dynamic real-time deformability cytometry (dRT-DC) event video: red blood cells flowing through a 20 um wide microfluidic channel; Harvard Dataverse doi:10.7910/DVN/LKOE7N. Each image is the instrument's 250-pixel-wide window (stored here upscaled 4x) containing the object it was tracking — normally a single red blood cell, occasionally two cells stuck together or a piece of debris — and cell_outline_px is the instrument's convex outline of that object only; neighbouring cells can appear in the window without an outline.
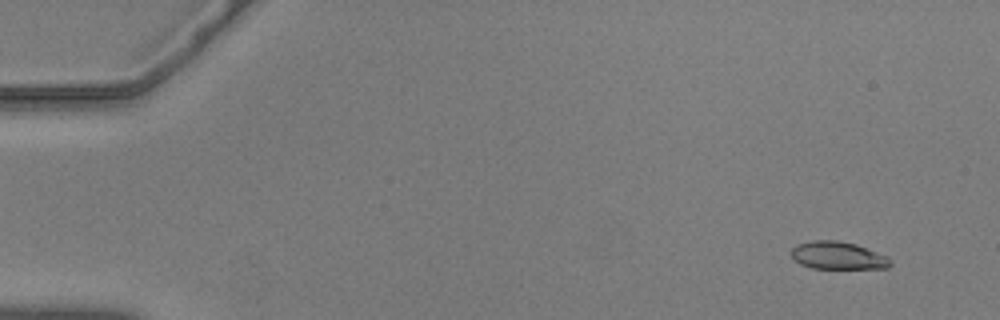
{"species": "common noctule bat (a hibernating species)", "species_latin": "Nyctalus noctula", "temperature_condition": "warm", "stored_images_in_passage": 57, "camera_frame_rate_fps": 3000, "um_per_image_px": 0.085, "animal": {"sex": "male", "body_mass_g": 20.5, "forearm_length_mm": 52.5}, "frame": {"image": 1, "passage_image": 4, "time_ms": 1.0, "image_size_px": [1000, 320], "cell_outline_px": [[892, 264], [888, 268], [812, 268], [800, 264], [792, 256], [792, 248], [796, 244], [812, 240], [836, 240], [856, 244], [876, 252], [892, 260]], "centroid_in_image_um": [71.21, 21.71], "position_along_channel_um": 13.8, "area_um2": 15.84}}
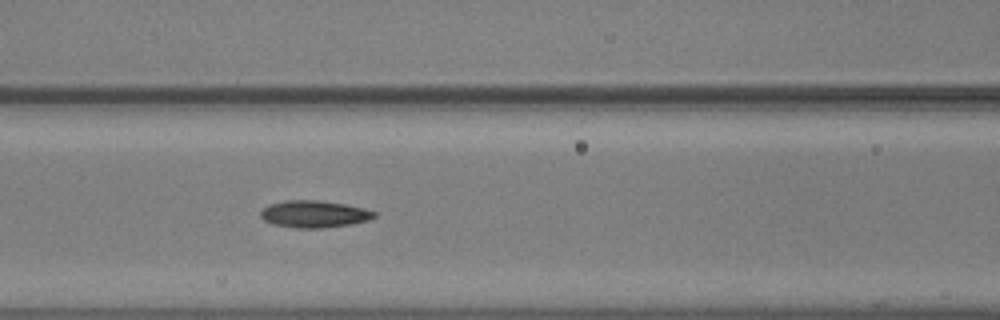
{"frame": {"image": 2, "passage_image": 25, "time_ms": 8.0, "image_size_px": [1000, 320], "cell_outline_px": [[376, 216], [368, 220], [352, 224], [320, 228], [296, 228], [272, 224], [264, 220], [260, 216], [260, 212], [268, 204], [284, 200], [316, 200], [344, 204], [364, 208], [376, 212]], "centroid_in_image_um": [26.68, 18.19], "position_along_channel_um": 139.9, "area_um2": 17.92}}
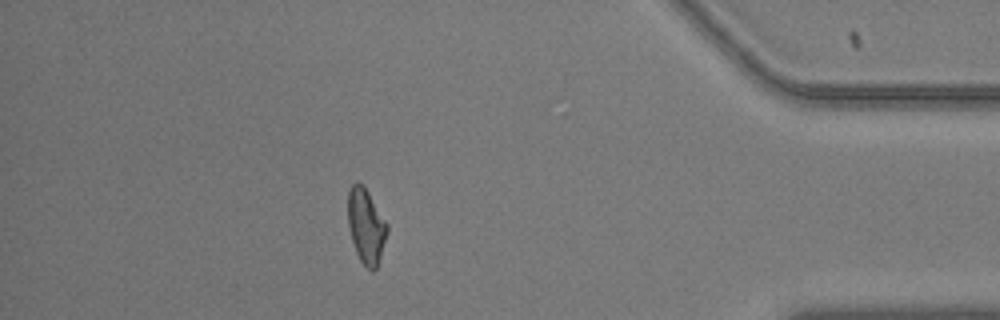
{"frame": {"image": 3, "passage_image": 50, "time_ms": 16.333, "image_size_px": [1000, 320], "cell_outline_px": [[388, 232], [376, 268], [372, 272], [360, 260], [356, 252], [352, 240], [348, 224], [348, 192], [352, 184], [356, 180], [364, 184], [388, 224]], "centroid_in_image_um": [31.12, 19.16], "position_along_channel_um": 404.1, "area_um2": 17.17}, "authors_computed_cell_mechanics": {"area_um2": 16.8776, "velocity_mm_per_s": 3.6361, "shape_relaxation_time_tau1_ms": 5.0226, "shape_relaxation_time_tau2_ms": 3.0359, "deformation_change_tau1": 0.1578, "deformation_change_tau2": 0.0845}}